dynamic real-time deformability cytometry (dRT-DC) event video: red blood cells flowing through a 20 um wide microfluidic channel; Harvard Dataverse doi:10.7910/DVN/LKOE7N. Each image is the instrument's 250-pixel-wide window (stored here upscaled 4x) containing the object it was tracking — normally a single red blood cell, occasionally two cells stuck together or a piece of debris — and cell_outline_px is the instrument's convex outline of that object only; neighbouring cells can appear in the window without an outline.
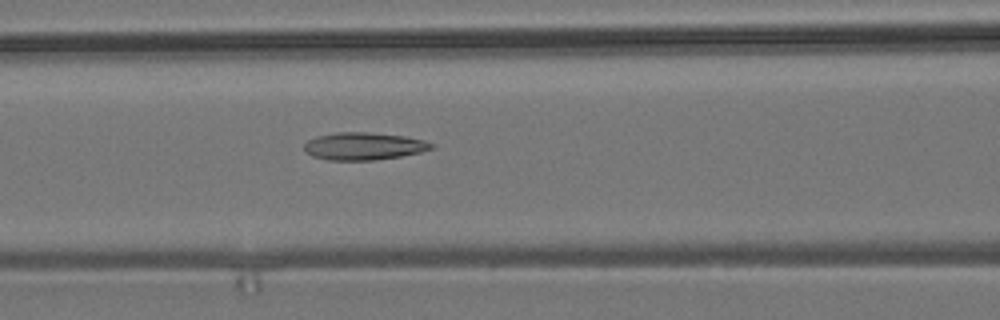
{"species": "common noctule bat (a hibernating species)", "species_latin": "Nyctalus noctula", "temperature_condition": "room temperature", "stored_images_in_passage": 7, "camera_frame_rate_fps": 3000, "um_per_image_px": 0.085, "animal": {"sex": "male", "body_mass_g": 19.2, "forearm_length_mm": 51.8}, "frame": {"image": 1, "passage_image": 7, "time_ms": 6.667, "image_size_px": [1000, 320], "cell_outline_px": [[436, 144], [432, 148], [420, 152], [400, 156], [372, 160], [328, 160], [312, 156], [304, 148], [304, 144], [308, 140], [316, 136], [336, 132], [368, 132], [404, 136], [424, 140]], "centroid_in_image_um": [30.91, 12.42], "position_along_channel_um": 135.7, "area_um2": 20.29}}